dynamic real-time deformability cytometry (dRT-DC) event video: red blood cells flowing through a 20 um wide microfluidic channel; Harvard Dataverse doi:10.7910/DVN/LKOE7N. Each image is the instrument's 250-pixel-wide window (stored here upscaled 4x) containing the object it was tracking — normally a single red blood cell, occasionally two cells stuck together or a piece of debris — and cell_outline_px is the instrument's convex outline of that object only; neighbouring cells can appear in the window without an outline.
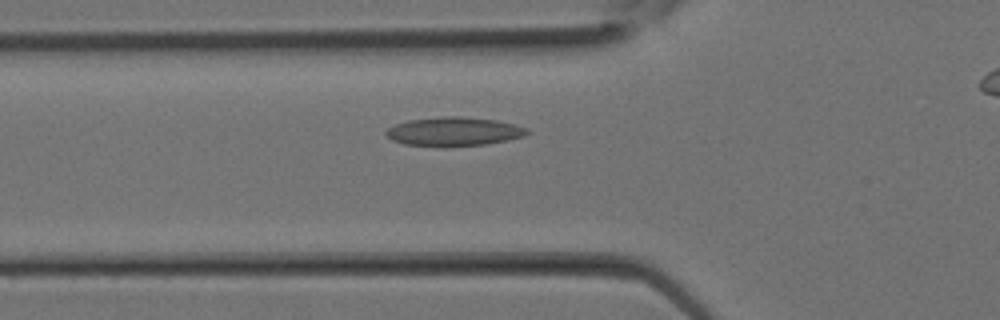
{"species": "Egyptian fruit bat (a non-hibernating species)", "species_latin": "Rousettus aegyptiacus", "temperature_condition": "room temperature", "stored_images_in_passage": 11, "camera_frame_rate_fps": 3000, "um_per_image_px": 0.085, "animal": {"sex": "female"}, "frame": {"image": 1, "passage_image": 7, "time_ms": 2.0, "image_size_px": [1000, 320], "cell_outline_px": [[528, 132], [524, 136], [484, 144], [404, 144], [392, 140], [384, 132], [388, 128], [396, 124], [408, 120], [444, 116], [460, 116], [496, 120], [528, 128]], "centroid_in_image_um": [38.57, 11.13], "position_along_channel_um": 87.2, "area_um2": 22.66}}
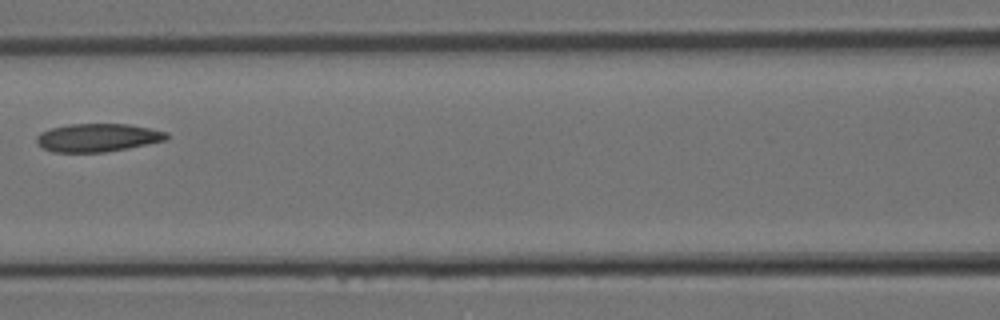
{"frame": {"image": 2, "passage_image": 10, "time_ms": 3.0, "image_size_px": [1000, 320], "cell_outline_px": [[168, 140], [128, 148], [104, 152], [52, 152], [36, 144], [36, 136], [40, 132], [52, 128], [68, 124], [128, 124], [168, 132]], "centroid_in_image_um": [8.29, 11.7], "position_along_channel_um": 158.3, "area_um2": 21.39}}